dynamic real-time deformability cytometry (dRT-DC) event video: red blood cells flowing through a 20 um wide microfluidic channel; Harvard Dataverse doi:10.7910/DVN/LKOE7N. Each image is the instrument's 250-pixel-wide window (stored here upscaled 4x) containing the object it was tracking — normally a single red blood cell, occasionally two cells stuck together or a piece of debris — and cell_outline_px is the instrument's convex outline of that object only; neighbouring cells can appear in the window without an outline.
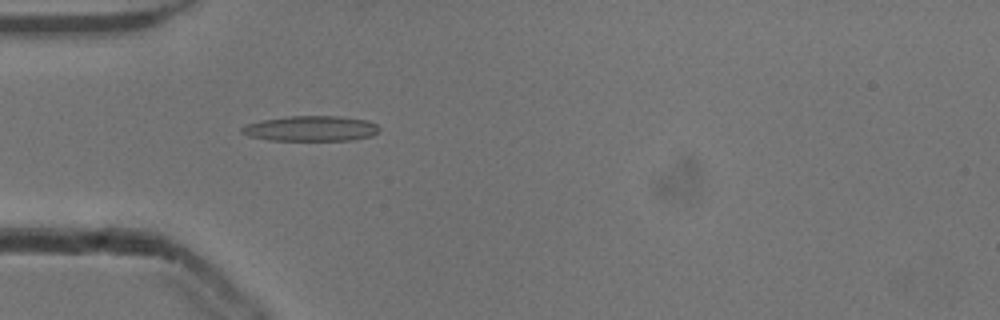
{"species": "common noctule bat (a hibernating species)", "species_latin": "Nyctalus noctula", "temperature_condition": "cold", "stored_images_in_passage": 10, "camera_frame_rate_fps": 3000, "um_per_image_px": 0.085, "animal": {"sex": "male", "body_mass_g": 13.3}, "frame": {"image": 1, "passage_image": 1, "time_ms": 0.0, "image_size_px": [1000, 320], "cell_outline_px": [[380, 132], [372, 136], [352, 140], [268, 140], [248, 136], [240, 132], [240, 128], [248, 124], [260, 120], [288, 116], [336, 116], [368, 120], [376, 124], [380, 128]], "centroid_in_image_um": [26.44, 10.92], "position_along_channel_um": 58.6, "area_um2": 20.4}}
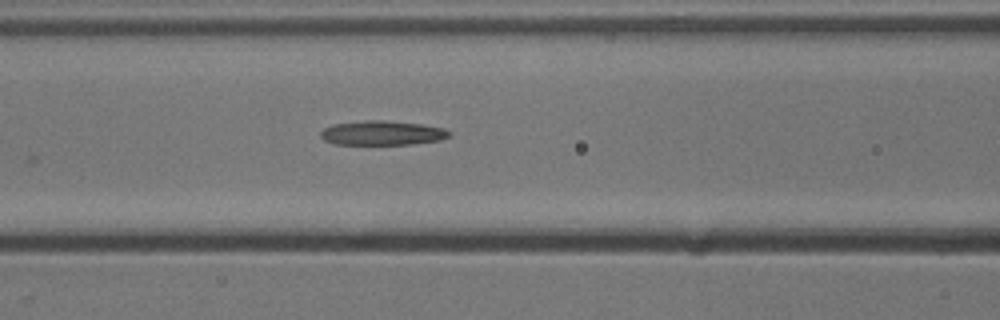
{"frame": {"image": 2, "passage_image": 7, "time_ms": 2.0, "image_size_px": [1000, 320], "cell_outline_px": [[452, 136], [440, 140], [412, 144], [336, 144], [324, 140], [320, 136], [320, 132], [324, 128], [332, 124], [364, 120], [384, 120], [424, 124], [444, 128], [452, 132]], "centroid_in_image_um": [32.52, 11.29], "position_along_channel_um": 134.1, "area_um2": 18.5}}
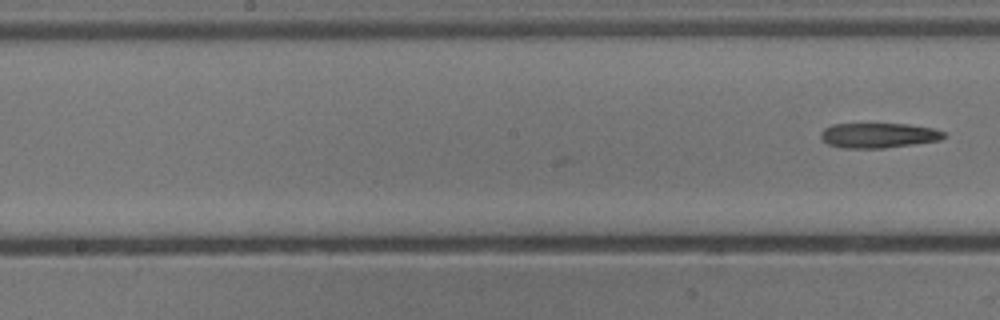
{"frame": {"image": 3, "passage_image": 10, "time_ms": 3.0, "image_size_px": [1000, 320], "cell_outline_px": [[948, 136], [940, 140], [884, 148], [840, 148], [828, 144], [820, 136], [820, 132], [824, 128], [832, 124], [908, 124], [932, 128], [944, 132]], "centroid_in_image_um": [74.66, 11.51], "position_along_channel_um": 173.5, "area_um2": 17.92}}